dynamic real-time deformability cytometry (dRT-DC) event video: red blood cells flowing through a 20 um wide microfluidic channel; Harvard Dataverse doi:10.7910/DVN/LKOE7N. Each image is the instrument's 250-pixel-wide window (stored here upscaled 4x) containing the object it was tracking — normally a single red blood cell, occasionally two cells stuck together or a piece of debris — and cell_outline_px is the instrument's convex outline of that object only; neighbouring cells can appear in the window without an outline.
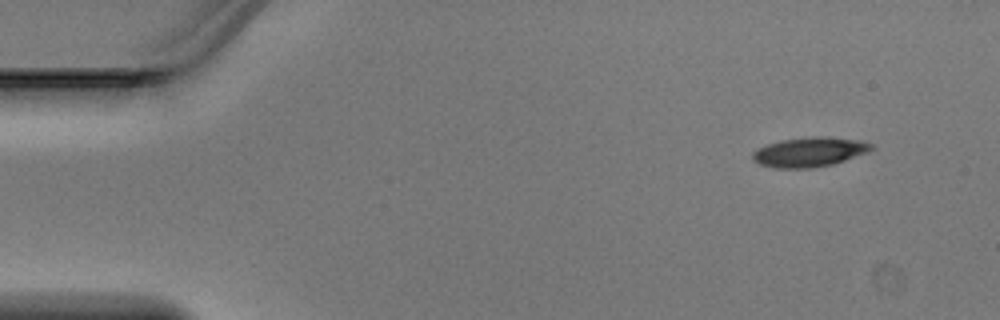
{"species": "Egyptian fruit bat (a non-hibernating species)", "species_latin": "Rousettus aegyptiacus", "temperature_condition": "warm", "stored_images_in_passage": 3, "camera_frame_rate_fps": 3000, "um_per_image_px": 0.085, "animal": {"sex": "male"}, "frame": {"image": 1, "passage_image": 1, "time_ms": 0.0, "image_size_px": [1000, 320], "cell_outline_px": [[876, 148], [868, 152], [832, 164], [812, 168], [776, 168], [760, 164], [752, 160], [752, 152], [768, 144], [784, 140], [816, 136], [820, 136], [860, 140], [872, 144]], "centroid_in_image_um": [68.83, 12.93], "position_along_channel_um": 16.2, "area_um2": 20.23}}
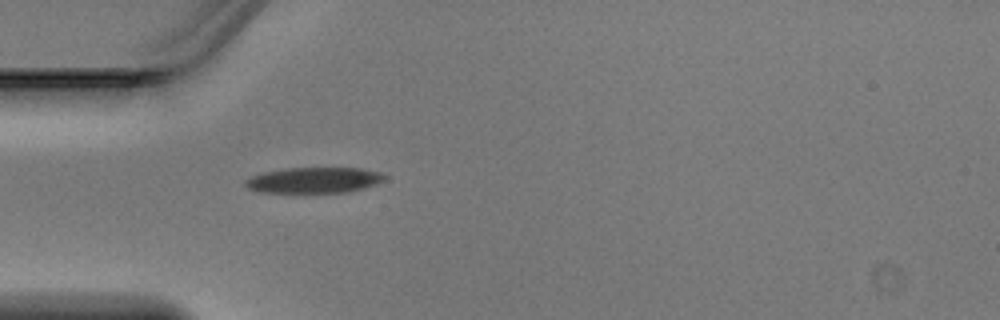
{"frame": {"image": 2, "passage_image": 3, "time_ms": 0.667, "image_size_px": [1000, 320], "cell_outline_px": [[388, 176], [384, 180], [376, 184], [364, 188], [348, 192], [264, 192], [248, 188], [244, 184], [244, 180], [252, 176], [264, 172], [288, 168], [360, 168], [380, 172]], "centroid_in_image_um": [26.73, 15.31], "position_along_channel_um": 58.3, "area_um2": 20.75}}